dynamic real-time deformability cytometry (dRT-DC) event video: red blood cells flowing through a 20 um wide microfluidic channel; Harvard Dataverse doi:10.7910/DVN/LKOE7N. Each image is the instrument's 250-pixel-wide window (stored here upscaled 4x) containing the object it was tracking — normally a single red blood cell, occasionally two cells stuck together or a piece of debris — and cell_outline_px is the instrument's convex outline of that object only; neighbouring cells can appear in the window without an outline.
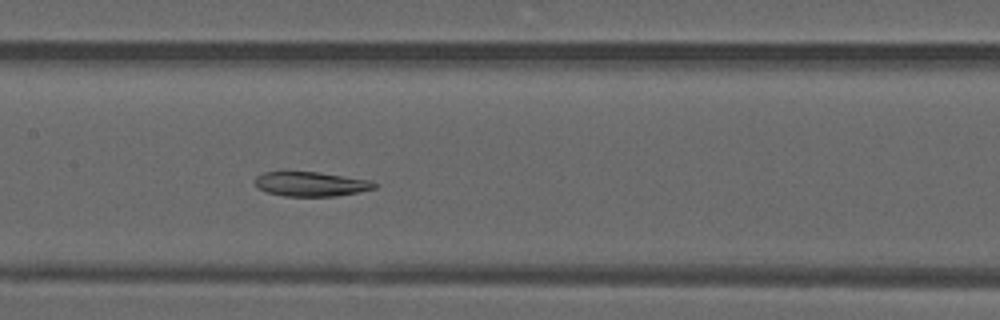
{"species": "common noctule bat (a hibernating species)", "species_latin": "Nyctalus noctula", "temperature_condition": "warm", "stored_images_in_passage": 39, "camera_frame_rate_fps": 3000, "um_per_image_px": 0.085, "animal": {"sex": "male", "forearm_length_mm": 52.5}, "frame": {"image": 1, "passage_image": 14, "time_ms": 4.333, "image_size_px": [1000, 320], "cell_outline_px": [[380, 184], [376, 188], [336, 196], [284, 196], [268, 192], [256, 188], [256, 176], [264, 172], [320, 172], [372, 180]], "centroid_in_image_um": [26.48, 15.64], "position_along_channel_um": 180.9, "area_um2": 17.11}}
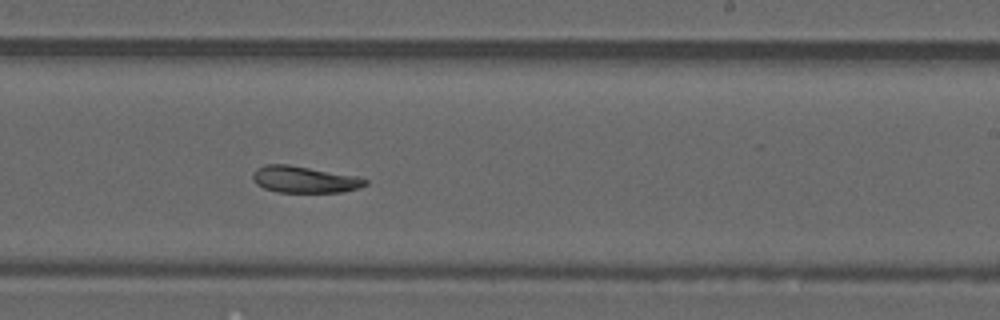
{"frame": {"image": 2, "passage_image": 20, "time_ms": 6.333, "image_size_px": [1000, 320], "cell_outline_px": [[368, 184], [360, 188], [340, 192], [276, 192], [264, 188], [256, 184], [252, 180], [252, 176], [256, 168], [264, 164], [288, 164], [356, 176], [368, 180]], "centroid_in_image_um": [25.85, 15.25], "position_along_channel_um": 263.2, "area_um2": 17.51}}
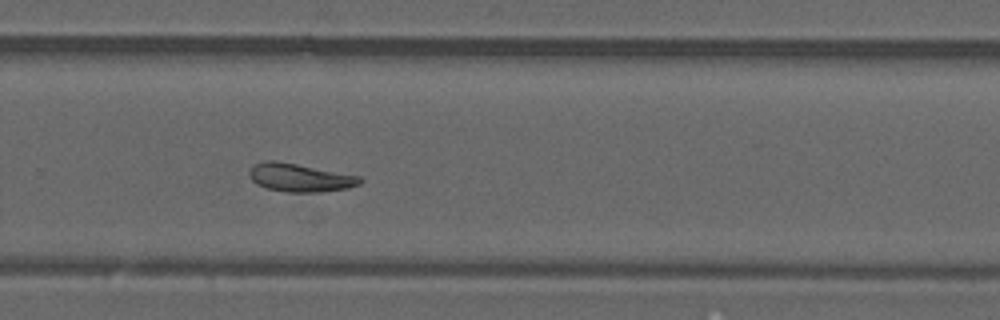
{"frame": {"image": 3, "passage_image": 23, "time_ms": 7.333, "image_size_px": [1000, 320], "cell_outline_px": [[364, 180], [360, 184], [348, 188], [324, 192], [284, 192], [268, 188], [256, 184], [252, 180], [248, 172], [252, 164], [264, 160], [276, 160], [360, 176]], "centroid_in_image_um": [25.48, 15.09], "position_along_channel_um": 304.3, "area_um2": 18.38}}